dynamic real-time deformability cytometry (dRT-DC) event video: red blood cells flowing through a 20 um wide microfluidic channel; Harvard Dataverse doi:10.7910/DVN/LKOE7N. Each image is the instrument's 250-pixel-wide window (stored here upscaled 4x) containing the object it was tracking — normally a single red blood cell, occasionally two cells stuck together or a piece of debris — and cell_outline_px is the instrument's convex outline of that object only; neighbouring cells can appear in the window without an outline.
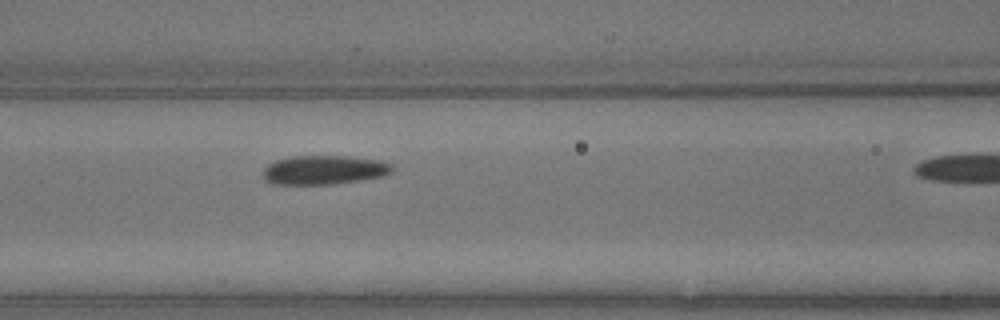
{"species": "common noctule bat (a hibernating species)", "species_latin": "Nyctalus noctula", "temperature_condition": "warm", "stored_images_in_passage": 7, "segment_of_instrument_passage": [1, 2], "camera_frame_rate_fps": 3000, "um_per_image_px": 0.085, "animal": {"sex": "male", "body_mass_g": 13.3}, "frame": {"image": 1, "passage_image": 6, "time_ms": 1.667, "image_size_px": [1000, 320], "cell_outline_px": [[392, 172], [384, 176], [360, 180], [332, 184], [272, 184], [264, 180], [264, 168], [268, 164], [276, 160], [292, 156], [348, 156], [380, 160], [392, 164]], "centroid_in_image_um": [27.55, 14.44], "position_along_channel_um": 139.1, "area_um2": 21.91}}